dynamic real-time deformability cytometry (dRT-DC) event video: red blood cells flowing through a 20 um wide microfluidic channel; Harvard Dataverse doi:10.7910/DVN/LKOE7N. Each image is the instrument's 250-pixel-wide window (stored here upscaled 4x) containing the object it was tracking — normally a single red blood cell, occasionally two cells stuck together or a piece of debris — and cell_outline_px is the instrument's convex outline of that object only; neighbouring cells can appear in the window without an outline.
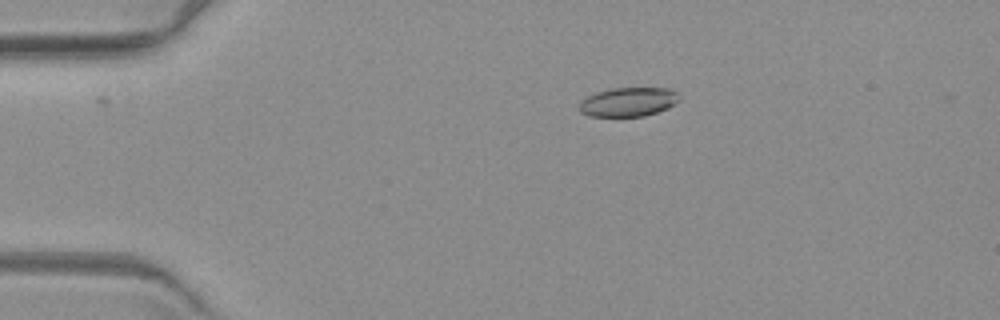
{"species": "common noctule bat (a hibernating species)", "species_latin": "Nyctalus noctula", "temperature_condition": "warm", "stored_images_in_passage": 5, "camera_frame_rate_fps": 3000, "um_per_image_px": 0.085, "animal": {"sex": "female", "body_mass_g": 19.3, "forearm_length_mm": 54.1}, "frame": {"image": 1, "passage_image": 4, "time_ms": 3.667, "image_size_px": [1000, 320], "cell_outline_px": [[680, 100], [668, 108], [644, 116], [588, 116], [580, 112], [576, 108], [580, 100], [596, 92], [612, 88], [668, 88], [676, 92], [680, 96]], "centroid_in_image_um": [53.36, 8.66], "position_along_channel_um": 31.6, "area_um2": 17.11}}